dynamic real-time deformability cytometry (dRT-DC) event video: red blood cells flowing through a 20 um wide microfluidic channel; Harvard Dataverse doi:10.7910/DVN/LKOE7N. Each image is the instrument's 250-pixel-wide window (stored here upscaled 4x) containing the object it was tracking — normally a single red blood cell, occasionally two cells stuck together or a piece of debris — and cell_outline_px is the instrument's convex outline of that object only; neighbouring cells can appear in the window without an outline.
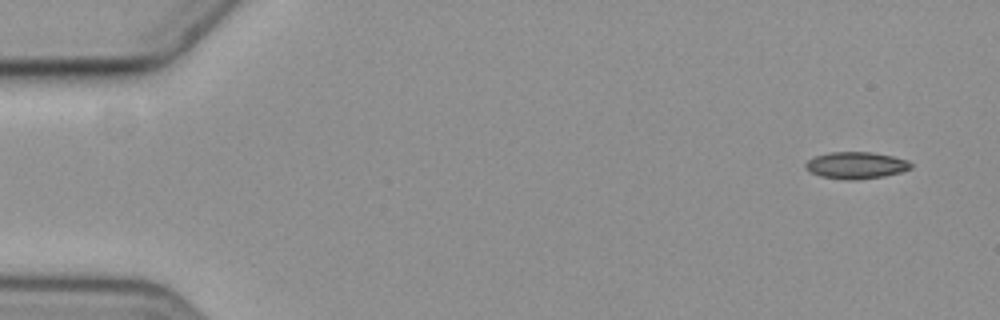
{"species": "common noctule bat (a hibernating species)", "species_latin": "Nyctalus noctula", "temperature_condition": "cold", "stored_images_in_passage": 3, "camera_frame_rate_fps": 3000, "um_per_image_px": 0.085, "animal": {"sex": "female", "body_mass_g": 19.3, "forearm_length_mm": 54.1}, "frame": {"image": 1, "passage_image": 1, "time_ms": 0.0, "image_size_px": [1000, 320], "cell_outline_px": [[912, 168], [900, 172], [884, 176], [852, 180], [844, 180], [820, 176], [804, 168], [804, 164], [808, 160], [816, 156], [828, 152], [872, 152], [892, 156], [908, 160], [912, 164]], "centroid_in_image_um": [72.75, 14.05], "position_along_channel_um": 12.2, "area_um2": 16.47}}